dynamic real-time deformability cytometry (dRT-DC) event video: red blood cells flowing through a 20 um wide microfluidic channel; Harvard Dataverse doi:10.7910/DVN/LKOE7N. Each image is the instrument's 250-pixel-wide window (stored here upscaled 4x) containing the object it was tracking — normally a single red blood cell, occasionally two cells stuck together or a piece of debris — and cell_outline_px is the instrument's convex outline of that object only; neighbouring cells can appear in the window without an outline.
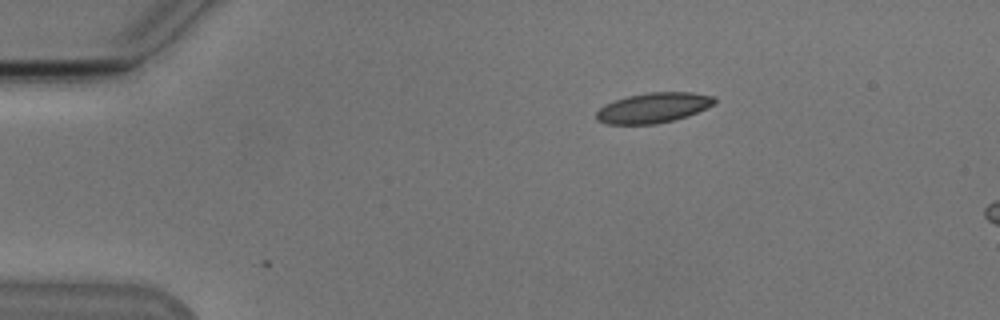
{"species": "Egyptian fruit bat (a non-hibernating species)", "species_latin": "Rousettus aegyptiacus", "temperature_condition": "cold", "stored_images_in_passage": 5, "camera_frame_rate_fps": 3000, "um_per_image_px": 0.085, "animal": {"sex": "male"}, "frame": {"image": 1, "passage_image": 1, "time_ms": 0.0, "image_size_px": [1000, 320], "cell_outline_px": [[716, 104], [688, 116], [656, 124], [608, 124], [596, 120], [596, 112], [604, 104], [628, 96], [648, 92], [692, 92], [712, 96], [716, 100]], "centroid_in_image_um": [55.54, 9.16], "position_along_channel_um": 29.5, "area_um2": 20.75}}